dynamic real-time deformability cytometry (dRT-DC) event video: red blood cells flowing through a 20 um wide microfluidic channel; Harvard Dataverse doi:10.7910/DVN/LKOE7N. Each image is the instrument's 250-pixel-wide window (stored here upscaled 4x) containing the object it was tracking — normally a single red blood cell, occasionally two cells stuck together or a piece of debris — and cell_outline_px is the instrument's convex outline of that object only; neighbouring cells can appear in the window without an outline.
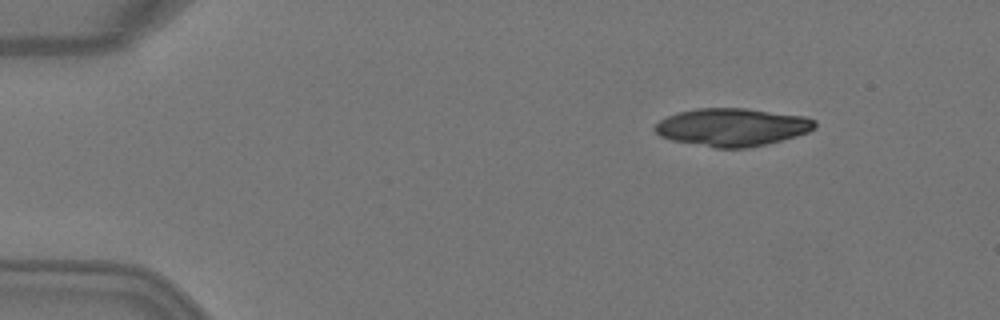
{"species": "Egyptian fruit bat (a non-hibernating species)", "species_latin": "Rousettus aegyptiacus", "temperature_condition": "warm", "stored_images_in_passage": 4, "camera_frame_rate_fps": 3000, "um_per_image_px": 0.085, "animal": {"sex": "female"}, "frame": {"image": 1, "passage_image": 2, "time_ms": 0.333, "image_size_px": [1000, 320], "cell_outline_px": [[816, 128], [808, 132], [796, 136], [748, 148], [716, 148], [672, 140], [660, 136], [652, 128], [660, 120], [668, 116], [680, 112], [696, 108], [744, 108], [804, 116], [816, 120]], "centroid_in_image_um": [62.23, 10.81], "position_along_channel_um": 22.8, "area_um2": 35.14}}